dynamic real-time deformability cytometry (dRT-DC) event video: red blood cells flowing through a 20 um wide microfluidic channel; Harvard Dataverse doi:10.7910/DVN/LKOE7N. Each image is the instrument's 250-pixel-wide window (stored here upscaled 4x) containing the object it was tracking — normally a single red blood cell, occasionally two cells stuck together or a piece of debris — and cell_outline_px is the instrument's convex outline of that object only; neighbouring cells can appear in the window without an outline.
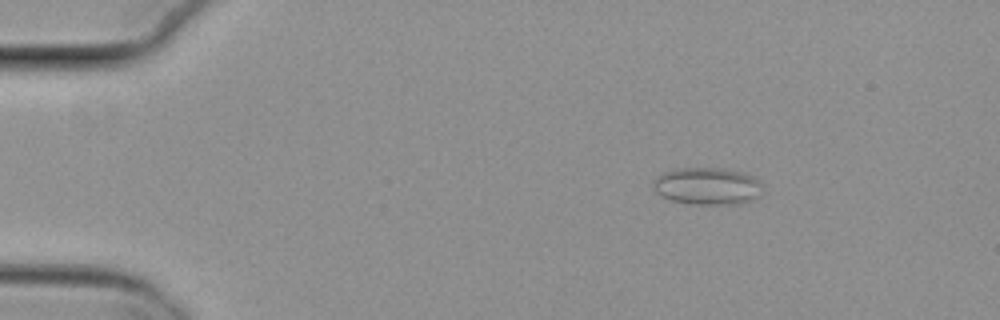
{"species": "common noctule bat (a hibernating species)", "species_latin": "Nyctalus noctula", "temperature_condition": "cold", "stored_images_in_passage": 55, "camera_frame_rate_fps": 3000, "um_per_image_px": 0.085, "animal": {"sex": "female", "body_mass_g": 29.2, "forearm_length_mm": 56.3}, "frame": {"image": 1, "passage_image": 9, "time_ms": 2.667, "image_size_px": [1000, 320], "cell_outline_px": [[760, 184], [756, 196], [752, 200], [740, 204], [688, 204], [672, 200], [656, 192], [652, 188], [652, 180], [656, 176], [664, 172], [676, 168], [724, 168], [744, 172], [752, 176]], "centroid_in_image_um": [60.05, 15.81], "position_along_channel_um": 25.0, "area_um2": 23.64}}
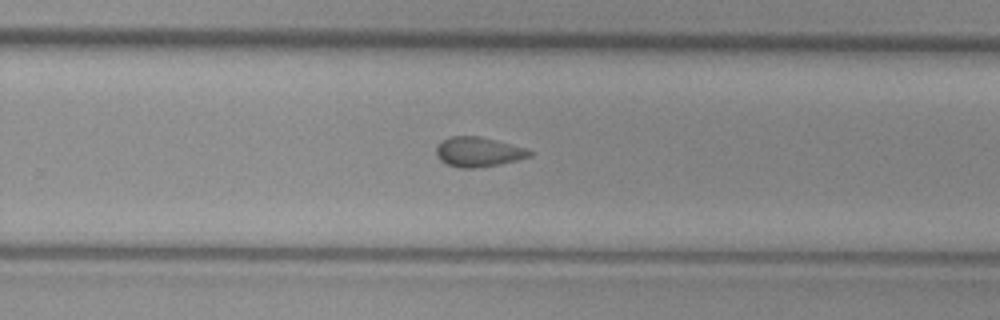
{"frame": {"image": 2, "passage_image": 36, "time_ms": 11.667, "image_size_px": [1000, 320], "cell_outline_px": [[532, 156], [500, 164], [476, 168], [460, 168], [448, 164], [440, 160], [436, 156], [436, 148], [440, 140], [448, 136], [480, 136], [528, 148], [532, 152]], "centroid_in_image_um": [40.64, 12.9], "position_along_channel_um": 289.2, "area_um2": 16.36}}
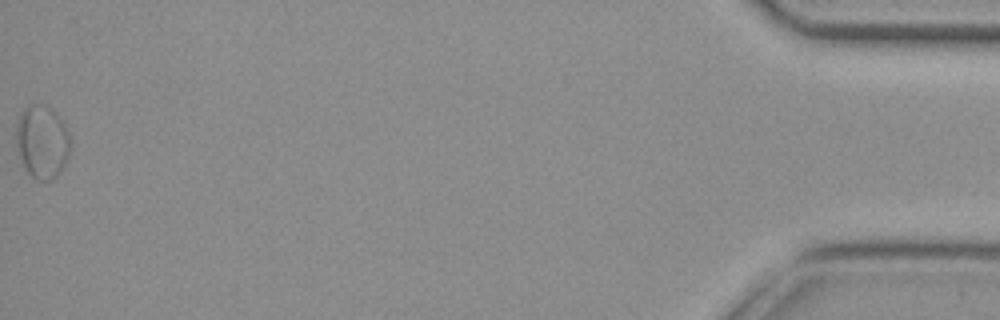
{"frame": {"image": 3, "passage_image": 55, "time_ms": 18.0, "image_size_px": [1000, 320], "cell_outline_px": [[68, 156], [60, 172], [56, 176], [48, 180], [36, 180], [28, 172], [20, 156], [16, 144], [16, 120], [20, 112], [32, 104], [40, 104], [48, 108], [64, 120], [68, 132]], "centroid_in_image_um": [3.56, 12.03], "position_along_channel_um": 431.6, "area_um2": 22.72}, "authors_computed_cell_mechanics": {"area_um2": 17.34, "velocity_mm_per_s": 3.8188, "shape_relaxation_time_tau1_ms": null, "shape_relaxation_time_tau2_ms": 1.8979, "deformation_change_tau1": null, "deformation_change_tau2": 0.0697}}